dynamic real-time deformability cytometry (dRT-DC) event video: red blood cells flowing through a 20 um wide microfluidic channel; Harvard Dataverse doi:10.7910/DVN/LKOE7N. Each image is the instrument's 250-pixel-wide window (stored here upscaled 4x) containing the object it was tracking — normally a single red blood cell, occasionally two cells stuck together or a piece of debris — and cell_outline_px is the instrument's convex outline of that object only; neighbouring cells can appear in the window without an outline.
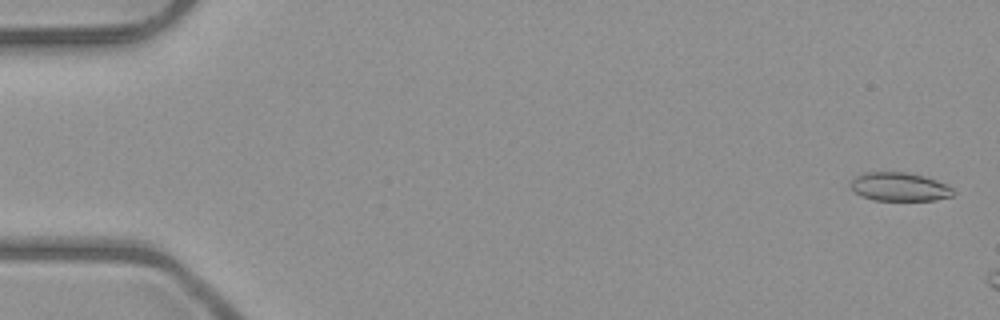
{"species": "common noctule bat (a hibernating species)", "species_latin": "Nyctalus noctula", "temperature_condition": "room temperature", "stored_images_in_passage": 5, "camera_frame_rate_fps": 3000, "um_per_image_px": 0.085, "animal": {"sex": "male", "body_mass_g": 23.1, "forearm_length_mm": 52.7}, "frame": {"image": 1, "passage_image": 1, "time_ms": 0.0, "image_size_px": [1000, 320], "cell_outline_px": [[956, 192], [952, 196], [936, 200], [872, 200], [860, 196], [848, 184], [856, 176], [864, 172], [904, 172], [924, 176], [948, 184]], "centroid_in_image_um": [76.46, 15.88], "position_along_channel_um": 8.5, "area_um2": 17.22}}